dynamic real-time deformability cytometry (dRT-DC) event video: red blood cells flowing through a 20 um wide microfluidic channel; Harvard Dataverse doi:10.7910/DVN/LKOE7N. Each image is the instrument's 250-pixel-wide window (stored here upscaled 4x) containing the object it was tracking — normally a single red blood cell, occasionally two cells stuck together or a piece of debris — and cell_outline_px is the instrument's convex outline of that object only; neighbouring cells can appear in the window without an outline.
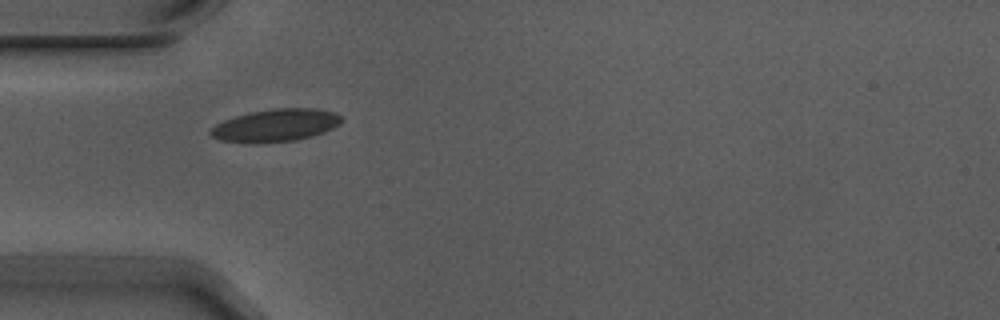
{"species": "Egyptian fruit bat (a non-hibernating species)", "species_latin": "Rousettus aegyptiacus", "temperature_condition": "warm", "stored_images_in_passage": 1, "camera_frame_rate_fps": 3000, "um_per_image_px": 0.085, "animal": {"sex": "male"}, "frame": {"image": 1, "passage_image": 1, "time_ms": 0.0, "image_size_px": [1000, 320], "cell_outline_px": [[344, 120], [340, 124], [324, 132], [312, 136], [296, 140], [252, 144], [220, 140], [212, 136], [208, 132], [216, 124], [224, 120], [248, 112], [276, 108], [312, 108], [336, 112]], "centroid_in_image_um": [23.43, 10.66], "position_along_channel_um": 61.6, "area_um2": 25.03}}